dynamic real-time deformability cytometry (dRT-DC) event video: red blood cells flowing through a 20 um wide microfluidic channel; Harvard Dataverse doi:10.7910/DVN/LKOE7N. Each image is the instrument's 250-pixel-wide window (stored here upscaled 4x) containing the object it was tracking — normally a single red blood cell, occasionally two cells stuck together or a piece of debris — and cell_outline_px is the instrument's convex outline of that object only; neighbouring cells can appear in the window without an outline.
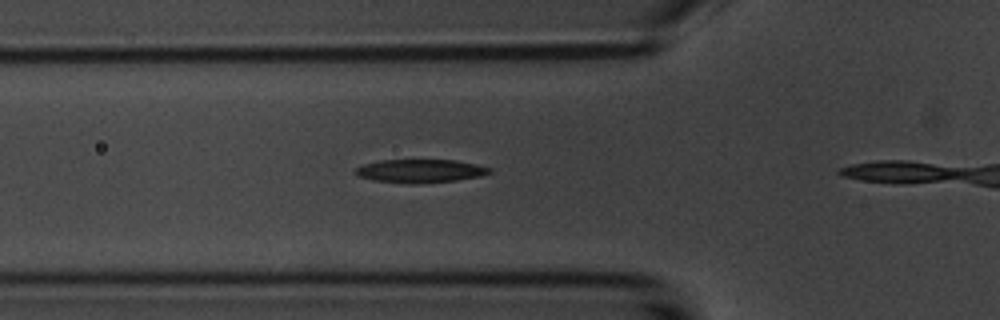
{"species": "common noctule bat (a hibernating species)", "species_latin": "Nyctalus noctula", "temperature_condition": "room temperature", "stored_images_in_passage": 12, "camera_frame_rate_fps": 3000, "um_per_image_px": 0.085, "animal": {"sex": "male", "body_mass_g": 20.1, "forearm_length_mm": 53.5}, "frame": {"image": 1, "passage_image": 7, "time_ms": 2.0, "image_size_px": [1000, 320], "cell_outline_px": [[492, 172], [480, 176], [456, 180], [420, 184], [412, 184], [372, 180], [360, 176], [356, 172], [356, 168], [364, 164], [380, 160], [456, 160], [476, 164], [492, 168]], "centroid_in_image_um": [35.76, 14.53], "position_along_channel_um": 90.0, "area_um2": 18.21}}
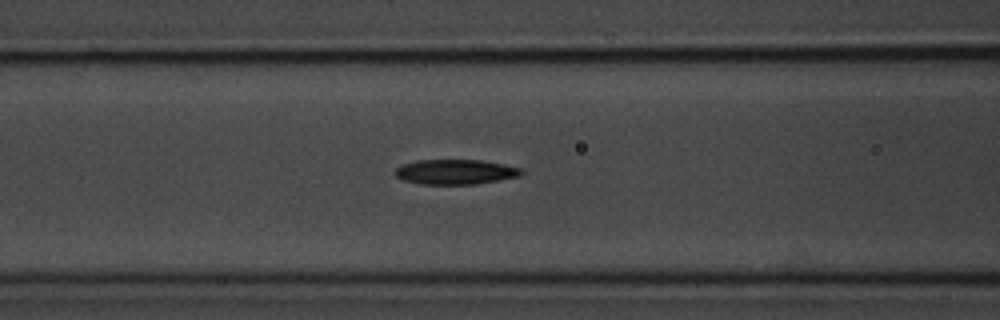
{"frame": {"image": 2, "passage_image": 10, "time_ms": 3.0, "image_size_px": [1000, 320], "cell_outline_px": [[524, 172], [520, 176], [476, 184], [420, 184], [404, 180], [396, 176], [392, 172], [400, 164], [416, 160], [480, 160], [504, 164], [524, 168]], "centroid_in_image_um": [38.7, 14.6], "position_along_channel_um": 127.9, "area_um2": 18.55}}